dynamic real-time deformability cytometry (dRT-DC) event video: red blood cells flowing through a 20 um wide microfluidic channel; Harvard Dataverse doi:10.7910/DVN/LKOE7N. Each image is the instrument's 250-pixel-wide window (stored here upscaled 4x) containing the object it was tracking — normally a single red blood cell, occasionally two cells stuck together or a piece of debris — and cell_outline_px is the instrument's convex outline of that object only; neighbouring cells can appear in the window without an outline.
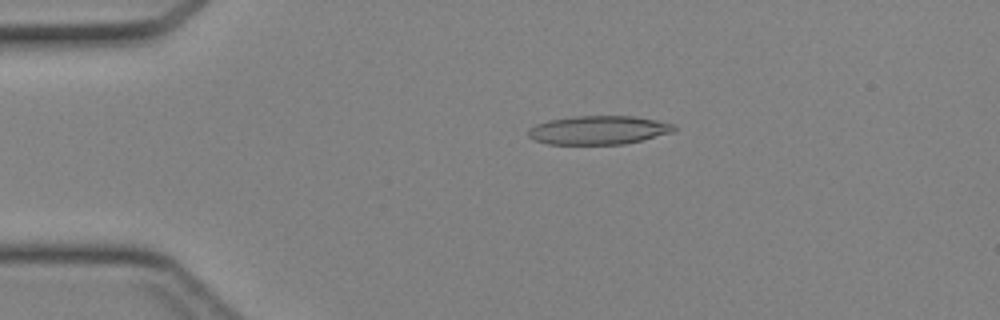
{"species": "Egyptian fruit bat (a non-hibernating species)", "species_latin": "Rousettus aegyptiacus", "temperature_condition": "cold", "stored_images_in_passage": 39, "camera_frame_rate_fps": 3000, "um_per_image_px": 0.085, "animal": {"sex": "female"}, "frame": {"image": 1, "passage_image": 4, "time_ms": 1.0, "image_size_px": [1000, 320], "cell_outline_px": [[676, 128], [672, 132], [624, 144], [548, 144], [532, 140], [528, 136], [528, 128], [536, 124], [548, 120], [572, 116], [632, 116], [656, 120], [676, 124]], "centroid_in_image_um": [50.83, 11.05], "position_along_channel_um": 34.2, "area_um2": 24.39}}
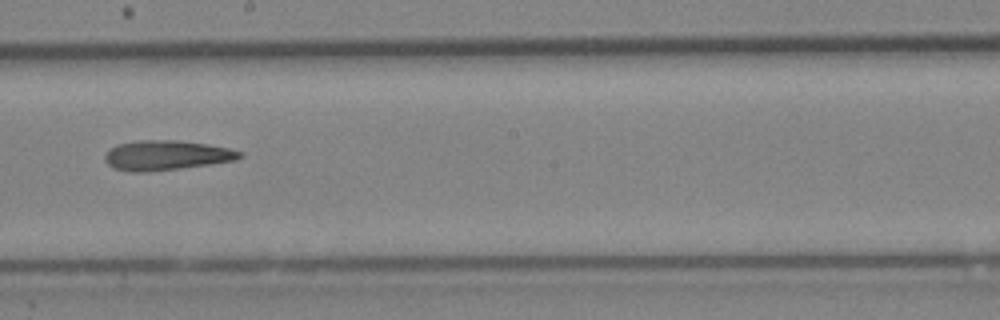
{"frame": {"image": 2, "passage_image": 20, "time_ms": 6.333, "image_size_px": [1000, 320], "cell_outline_px": [[244, 156], [236, 160], [180, 168], [144, 172], [132, 172], [112, 168], [104, 160], [104, 156], [112, 148], [120, 144], [140, 140], [176, 140], [208, 144], [228, 148], [244, 152]], "centroid_in_image_um": [14.16, 13.2], "position_along_channel_um": 234.0, "area_um2": 23.24}}
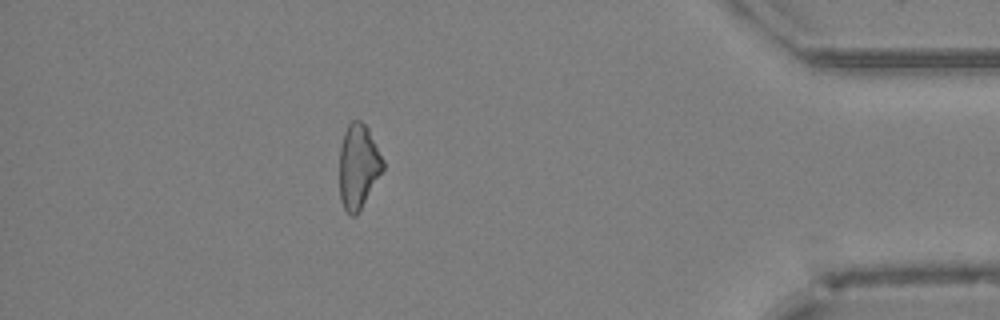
{"frame": {"image": 3, "passage_image": 34, "time_ms": 11.0, "image_size_px": [1000, 320], "cell_outline_px": [[384, 168], [356, 216], [352, 216], [344, 208], [340, 200], [340, 148], [344, 132], [348, 124], [352, 120], [360, 120], [368, 128], [384, 160]], "centroid_in_image_um": [30.45, 14.12], "position_along_channel_um": 404.7, "area_um2": 21.21}}